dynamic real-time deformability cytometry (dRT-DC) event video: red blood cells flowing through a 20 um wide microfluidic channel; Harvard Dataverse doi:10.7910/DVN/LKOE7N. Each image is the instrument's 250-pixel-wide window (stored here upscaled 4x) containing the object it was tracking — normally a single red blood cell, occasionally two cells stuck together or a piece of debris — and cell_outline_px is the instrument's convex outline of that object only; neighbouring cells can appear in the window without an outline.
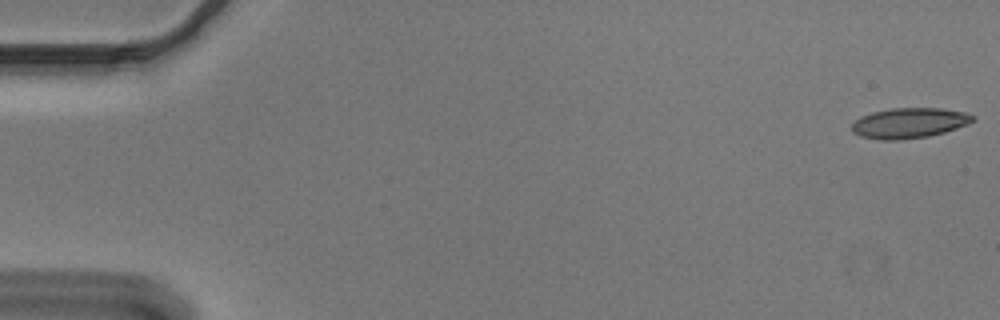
{"species": "Egyptian fruit bat (a non-hibernating species)", "species_latin": "Rousettus aegyptiacus", "temperature_condition": "cold", "stored_images_in_passage": 10, "camera_frame_rate_fps": 3000, "um_per_image_px": 0.085, "animal": {"sex": "male"}, "frame": {"image": 1, "passage_image": 1, "time_ms": 0.0, "image_size_px": [1000, 320], "cell_outline_px": [[976, 116], [968, 124], [944, 132], [928, 136], [900, 140], [880, 140], [860, 136], [852, 132], [852, 124], [860, 116], [872, 112], [892, 108], [940, 108], [964, 112]], "centroid_in_image_um": [77.25, 10.46], "position_along_channel_um": 7.7, "area_um2": 21.33}}